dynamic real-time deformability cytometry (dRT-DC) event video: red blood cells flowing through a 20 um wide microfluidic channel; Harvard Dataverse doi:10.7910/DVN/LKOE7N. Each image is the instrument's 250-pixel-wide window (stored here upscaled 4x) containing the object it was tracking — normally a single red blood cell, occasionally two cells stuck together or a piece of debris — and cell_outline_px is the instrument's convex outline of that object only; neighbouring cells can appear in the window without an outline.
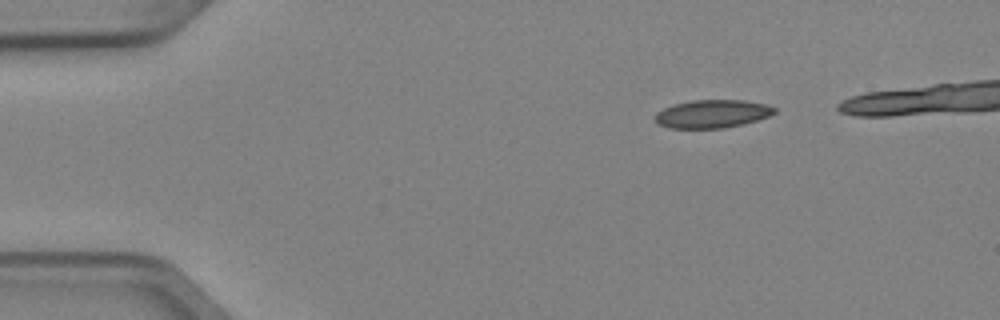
{"species": "Egyptian fruit bat (a non-hibernating species)", "species_latin": "Rousettus aegyptiacus", "temperature_condition": "cold", "stored_images_in_passage": 3, "camera_frame_rate_fps": 3000, "um_per_image_px": 0.085, "animal": {"sex": "female"}, "frame": {"image": 1, "passage_image": 1, "time_ms": 0.0, "image_size_px": [1000, 320], "cell_outline_px": [[776, 112], [768, 116], [744, 124], [724, 128], [668, 128], [656, 124], [656, 112], [664, 108], [676, 104], [692, 100], [744, 100], [768, 104], [776, 108]], "centroid_in_image_um": [60.56, 9.68], "position_along_channel_um": 24.4, "area_um2": 19.59}}